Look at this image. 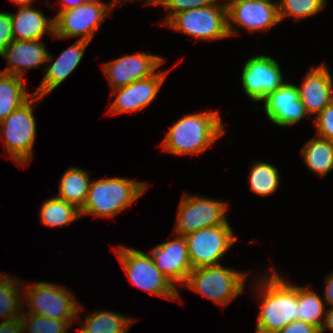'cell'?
<instances>
[{
  "label": "cell",
  "mask_w": 333,
  "mask_h": 333,
  "mask_svg": "<svg viewBox=\"0 0 333 333\" xmlns=\"http://www.w3.org/2000/svg\"><path fill=\"white\" fill-rule=\"evenodd\" d=\"M325 314V320L323 326L320 330V333L325 332L327 329L333 332V306L329 307Z\"/></svg>",
  "instance_id": "obj_38"
},
{
  "label": "cell",
  "mask_w": 333,
  "mask_h": 333,
  "mask_svg": "<svg viewBox=\"0 0 333 333\" xmlns=\"http://www.w3.org/2000/svg\"><path fill=\"white\" fill-rule=\"evenodd\" d=\"M42 98L44 97L33 94L28 101L0 121V134L5 143V154L20 167L29 164L33 158L37 130L33 108Z\"/></svg>",
  "instance_id": "obj_4"
},
{
  "label": "cell",
  "mask_w": 333,
  "mask_h": 333,
  "mask_svg": "<svg viewBox=\"0 0 333 333\" xmlns=\"http://www.w3.org/2000/svg\"><path fill=\"white\" fill-rule=\"evenodd\" d=\"M88 2L87 0H61V10L72 9L80 6L82 3Z\"/></svg>",
  "instance_id": "obj_39"
},
{
  "label": "cell",
  "mask_w": 333,
  "mask_h": 333,
  "mask_svg": "<svg viewBox=\"0 0 333 333\" xmlns=\"http://www.w3.org/2000/svg\"><path fill=\"white\" fill-rule=\"evenodd\" d=\"M241 82L244 94L256 103L285 83L278 62L268 55L248 59L241 73Z\"/></svg>",
  "instance_id": "obj_13"
},
{
  "label": "cell",
  "mask_w": 333,
  "mask_h": 333,
  "mask_svg": "<svg viewBox=\"0 0 333 333\" xmlns=\"http://www.w3.org/2000/svg\"><path fill=\"white\" fill-rule=\"evenodd\" d=\"M300 153L312 173L324 177L333 170V141L313 137L305 143Z\"/></svg>",
  "instance_id": "obj_22"
},
{
  "label": "cell",
  "mask_w": 333,
  "mask_h": 333,
  "mask_svg": "<svg viewBox=\"0 0 333 333\" xmlns=\"http://www.w3.org/2000/svg\"><path fill=\"white\" fill-rule=\"evenodd\" d=\"M222 122L217 110L186 114L166 133L162 148L174 156L205 152L224 134L225 125Z\"/></svg>",
  "instance_id": "obj_2"
},
{
  "label": "cell",
  "mask_w": 333,
  "mask_h": 333,
  "mask_svg": "<svg viewBox=\"0 0 333 333\" xmlns=\"http://www.w3.org/2000/svg\"><path fill=\"white\" fill-rule=\"evenodd\" d=\"M217 2L218 0H163L160 6L171 10L164 18L163 24L165 25L175 14H178L182 11L206 7L216 4Z\"/></svg>",
  "instance_id": "obj_32"
},
{
  "label": "cell",
  "mask_w": 333,
  "mask_h": 333,
  "mask_svg": "<svg viewBox=\"0 0 333 333\" xmlns=\"http://www.w3.org/2000/svg\"><path fill=\"white\" fill-rule=\"evenodd\" d=\"M165 26L199 40H219L230 36L227 6L221 1L175 14Z\"/></svg>",
  "instance_id": "obj_9"
},
{
  "label": "cell",
  "mask_w": 333,
  "mask_h": 333,
  "mask_svg": "<svg viewBox=\"0 0 333 333\" xmlns=\"http://www.w3.org/2000/svg\"><path fill=\"white\" fill-rule=\"evenodd\" d=\"M24 293L28 299V314L65 320L70 326L82 309L71 291L61 285L41 281L27 285Z\"/></svg>",
  "instance_id": "obj_7"
},
{
  "label": "cell",
  "mask_w": 333,
  "mask_h": 333,
  "mask_svg": "<svg viewBox=\"0 0 333 333\" xmlns=\"http://www.w3.org/2000/svg\"><path fill=\"white\" fill-rule=\"evenodd\" d=\"M327 65L312 68L298 88L299 98L308 115H318L333 101V79Z\"/></svg>",
  "instance_id": "obj_19"
},
{
  "label": "cell",
  "mask_w": 333,
  "mask_h": 333,
  "mask_svg": "<svg viewBox=\"0 0 333 333\" xmlns=\"http://www.w3.org/2000/svg\"><path fill=\"white\" fill-rule=\"evenodd\" d=\"M280 183L278 169L262 161H256L249 173L250 190L261 197H268L276 192Z\"/></svg>",
  "instance_id": "obj_29"
},
{
  "label": "cell",
  "mask_w": 333,
  "mask_h": 333,
  "mask_svg": "<svg viewBox=\"0 0 333 333\" xmlns=\"http://www.w3.org/2000/svg\"><path fill=\"white\" fill-rule=\"evenodd\" d=\"M313 289L308 286H298V315L299 320L311 324L321 330L325 317V301Z\"/></svg>",
  "instance_id": "obj_27"
},
{
  "label": "cell",
  "mask_w": 333,
  "mask_h": 333,
  "mask_svg": "<svg viewBox=\"0 0 333 333\" xmlns=\"http://www.w3.org/2000/svg\"><path fill=\"white\" fill-rule=\"evenodd\" d=\"M13 40L10 12H0V54Z\"/></svg>",
  "instance_id": "obj_34"
},
{
  "label": "cell",
  "mask_w": 333,
  "mask_h": 333,
  "mask_svg": "<svg viewBox=\"0 0 333 333\" xmlns=\"http://www.w3.org/2000/svg\"><path fill=\"white\" fill-rule=\"evenodd\" d=\"M0 333H22L20 318L2 320L0 323Z\"/></svg>",
  "instance_id": "obj_36"
},
{
  "label": "cell",
  "mask_w": 333,
  "mask_h": 333,
  "mask_svg": "<svg viewBox=\"0 0 333 333\" xmlns=\"http://www.w3.org/2000/svg\"><path fill=\"white\" fill-rule=\"evenodd\" d=\"M118 4L119 0H112L109 4L88 1L76 8L59 11L54 17L53 37H79L78 40L90 43L107 15Z\"/></svg>",
  "instance_id": "obj_8"
},
{
  "label": "cell",
  "mask_w": 333,
  "mask_h": 333,
  "mask_svg": "<svg viewBox=\"0 0 333 333\" xmlns=\"http://www.w3.org/2000/svg\"><path fill=\"white\" fill-rule=\"evenodd\" d=\"M226 210V202L185 193L177 211L174 234L185 236L203 228L229 224Z\"/></svg>",
  "instance_id": "obj_10"
},
{
  "label": "cell",
  "mask_w": 333,
  "mask_h": 333,
  "mask_svg": "<svg viewBox=\"0 0 333 333\" xmlns=\"http://www.w3.org/2000/svg\"><path fill=\"white\" fill-rule=\"evenodd\" d=\"M21 77L0 72V121L18 109L32 96L25 88Z\"/></svg>",
  "instance_id": "obj_24"
},
{
  "label": "cell",
  "mask_w": 333,
  "mask_h": 333,
  "mask_svg": "<svg viewBox=\"0 0 333 333\" xmlns=\"http://www.w3.org/2000/svg\"><path fill=\"white\" fill-rule=\"evenodd\" d=\"M325 293H324V301L328 307L333 306V272L330 273L325 280Z\"/></svg>",
  "instance_id": "obj_37"
},
{
  "label": "cell",
  "mask_w": 333,
  "mask_h": 333,
  "mask_svg": "<svg viewBox=\"0 0 333 333\" xmlns=\"http://www.w3.org/2000/svg\"><path fill=\"white\" fill-rule=\"evenodd\" d=\"M126 275L140 289L170 300H179L177 286L155 266L149 254L125 246L114 248Z\"/></svg>",
  "instance_id": "obj_6"
},
{
  "label": "cell",
  "mask_w": 333,
  "mask_h": 333,
  "mask_svg": "<svg viewBox=\"0 0 333 333\" xmlns=\"http://www.w3.org/2000/svg\"><path fill=\"white\" fill-rule=\"evenodd\" d=\"M167 74L168 71L156 72L148 78L112 90V94L118 95L110 105L108 113L114 115L144 109L157 97Z\"/></svg>",
  "instance_id": "obj_15"
},
{
  "label": "cell",
  "mask_w": 333,
  "mask_h": 333,
  "mask_svg": "<svg viewBox=\"0 0 333 333\" xmlns=\"http://www.w3.org/2000/svg\"><path fill=\"white\" fill-rule=\"evenodd\" d=\"M17 5L29 4L32 3L34 0H11Z\"/></svg>",
  "instance_id": "obj_41"
},
{
  "label": "cell",
  "mask_w": 333,
  "mask_h": 333,
  "mask_svg": "<svg viewBox=\"0 0 333 333\" xmlns=\"http://www.w3.org/2000/svg\"><path fill=\"white\" fill-rule=\"evenodd\" d=\"M262 101L268 119L281 127L294 125L308 115L299 98L297 85L292 83L285 82Z\"/></svg>",
  "instance_id": "obj_17"
},
{
  "label": "cell",
  "mask_w": 333,
  "mask_h": 333,
  "mask_svg": "<svg viewBox=\"0 0 333 333\" xmlns=\"http://www.w3.org/2000/svg\"><path fill=\"white\" fill-rule=\"evenodd\" d=\"M280 22L287 16L298 19L317 15L326 6V0H278Z\"/></svg>",
  "instance_id": "obj_30"
},
{
  "label": "cell",
  "mask_w": 333,
  "mask_h": 333,
  "mask_svg": "<svg viewBox=\"0 0 333 333\" xmlns=\"http://www.w3.org/2000/svg\"><path fill=\"white\" fill-rule=\"evenodd\" d=\"M31 5H19L18 13L10 12L14 40H41L47 31L54 36V18H46Z\"/></svg>",
  "instance_id": "obj_21"
},
{
  "label": "cell",
  "mask_w": 333,
  "mask_h": 333,
  "mask_svg": "<svg viewBox=\"0 0 333 333\" xmlns=\"http://www.w3.org/2000/svg\"><path fill=\"white\" fill-rule=\"evenodd\" d=\"M80 217V210L75 205L58 197L47 199L40 209L41 223L48 227L66 226Z\"/></svg>",
  "instance_id": "obj_26"
},
{
  "label": "cell",
  "mask_w": 333,
  "mask_h": 333,
  "mask_svg": "<svg viewBox=\"0 0 333 333\" xmlns=\"http://www.w3.org/2000/svg\"><path fill=\"white\" fill-rule=\"evenodd\" d=\"M79 333H127L135 321L112 311H96L85 317Z\"/></svg>",
  "instance_id": "obj_25"
},
{
  "label": "cell",
  "mask_w": 333,
  "mask_h": 333,
  "mask_svg": "<svg viewBox=\"0 0 333 333\" xmlns=\"http://www.w3.org/2000/svg\"><path fill=\"white\" fill-rule=\"evenodd\" d=\"M175 237L172 240L158 244L149 253L155 266L174 286L179 283L184 286L192 266L185 237L179 235Z\"/></svg>",
  "instance_id": "obj_16"
},
{
  "label": "cell",
  "mask_w": 333,
  "mask_h": 333,
  "mask_svg": "<svg viewBox=\"0 0 333 333\" xmlns=\"http://www.w3.org/2000/svg\"><path fill=\"white\" fill-rule=\"evenodd\" d=\"M164 61L159 55L141 52L105 63L103 71L114 90L154 75Z\"/></svg>",
  "instance_id": "obj_14"
},
{
  "label": "cell",
  "mask_w": 333,
  "mask_h": 333,
  "mask_svg": "<svg viewBox=\"0 0 333 333\" xmlns=\"http://www.w3.org/2000/svg\"><path fill=\"white\" fill-rule=\"evenodd\" d=\"M45 46L41 40H13L0 54L7 60L6 69L0 72L24 78L26 70L53 61Z\"/></svg>",
  "instance_id": "obj_18"
},
{
  "label": "cell",
  "mask_w": 333,
  "mask_h": 333,
  "mask_svg": "<svg viewBox=\"0 0 333 333\" xmlns=\"http://www.w3.org/2000/svg\"><path fill=\"white\" fill-rule=\"evenodd\" d=\"M226 6L230 36L238 34L236 26L253 33L265 32L280 23L278 3L274 1L230 0Z\"/></svg>",
  "instance_id": "obj_12"
},
{
  "label": "cell",
  "mask_w": 333,
  "mask_h": 333,
  "mask_svg": "<svg viewBox=\"0 0 333 333\" xmlns=\"http://www.w3.org/2000/svg\"><path fill=\"white\" fill-rule=\"evenodd\" d=\"M88 44L89 42L87 41L77 40L68 49L62 51L54 62L46 64L47 66L42 68L45 73L44 79H42L33 94L45 97L64 82L81 62Z\"/></svg>",
  "instance_id": "obj_20"
},
{
  "label": "cell",
  "mask_w": 333,
  "mask_h": 333,
  "mask_svg": "<svg viewBox=\"0 0 333 333\" xmlns=\"http://www.w3.org/2000/svg\"><path fill=\"white\" fill-rule=\"evenodd\" d=\"M184 237L192 269L220 265L226 251L237 242L230 224L203 228Z\"/></svg>",
  "instance_id": "obj_11"
},
{
  "label": "cell",
  "mask_w": 333,
  "mask_h": 333,
  "mask_svg": "<svg viewBox=\"0 0 333 333\" xmlns=\"http://www.w3.org/2000/svg\"><path fill=\"white\" fill-rule=\"evenodd\" d=\"M149 186L145 182L120 177L92 180L80 215L111 218L139 199Z\"/></svg>",
  "instance_id": "obj_3"
},
{
  "label": "cell",
  "mask_w": 333,
  "mask_h": 333,
  "mask_svg": "<svg viewBox=\"0 0 333 333\" xmlns=\"http://www.w3.org/2000/svg\"><path fill=\"white\" fill-rule=\"evenodd\" d=\"M121 1L123 2V1H125V2H127L128 0H119V3H121ZM129 1H131V0H129ZM163 2V0H147V1H145V4L146 5H154V6H158V5H160L161 3Z\"/></svg>",
  "instance_id": "obj_40"
},
{
  "label": "cell",
  "mask_w": 333,
  "mask_h": 333,
  "mask_svg": "<svg viewBox=\"0 0 333 333\" xmlns=\"http://www.w3.org/2000/svg\"><path fill=\"white\" fill-rule=\"evenodd\" d=\"M272 272L256 280L258 284L255 285L258 286L255 290L262 301L256 333H276L292 321L299 320L298 286L286 282L277 271Z\"/></svg>",
  "instance_id": "obj_1"
},
{
  "label": "cell",
  "mask_w": 333,
  "mask_h": 333,
  "mask_svg": "<svg viewBox=\"0 0 333 333\" xmlns=\"http://www.w3.org/2000/svg\"><path fill=\"white\" fill-rule=\"evenodd\" d=\"M89 173L77 167H70L61 177L59 183V196L79 210L85 204L90 185Z\"/></svg>",
  "instance_id": "obj_23"
},
{
  "label": "cell",
  "mask_w": 333,
  "mask_h": 333,
  "mask_svg": "<svg viewBox=\"0 0 333 333\" xmlns=\"http://www.w3.org/2000/svg\"><path fill=\"white\" fill-rule=\"evenodd\" d=\"M22 313L21 330L24 333H66L70 325L65 320L51 319L45 316ZM29 326V327H28Z\"/></svg>",
  "instance_id": "obj_31"
},
{
  "label": "cell",
  "mask_w": 333,
  "mask_h": 333,
  "mask_svg": "<svg viewBox=\"0 0 333 333\" xmlns=\"http://www.w3.org/2000/svg\"><path fill=\"white\" fill-rule=\"evenodd\" d=\"M276 333H320V331L311 324L295 320Z\"/></svg>",
  "instance_id": "obj_35"
},
{
  "label": "cell",
  "mask_w": 333,
  "mask_h": 333,
  "mask_svg": "<svg viewBox=\"0 0 333 333\" xmlns=\"http://www.w3.org/2000/svg\"><path fill=\"white\" fill-rule=\"evenodd\" d=\"M21 285L15 277L0 274V318L3 320L21 317L24 308Z\"/></svg>",
  "instance_id": "obj_28"
},
{
  "label": "cell",
  "mask_w": 333,
  "mask_h": 333,
  "mask_svg": "<svg viewBox=\"0 0 333 333\" xmlns=\"http://www.w3.org/2000/svg\"><path fill=\"white\" fill-rule=\"evenodd\" d=\"M87 1H91V2H100L99 0H87Z\"/></svg>",
  "instance_id": "obj_42"
},
{
  "label": "cell",
  "mask_w": 333,
  "mask_h": 333,
  "mask_svg": "<svg viewBox=\"0 0 333 333\" xmlns=\"http://www.w3.org/2000/svg\"><path fill=\"white\" fill-rule=\"evenodd\" d=\"M247 275L221 264L199 267L191 270L184 287L206 296L222 308L242 294Z\"/></svg>",
  "instance_id": "obj_5"
},
{
  "label": "cell",
  "mask_w": 333,
  "mask_h": 333,
  "mask_svg": "<svg viewBox=\"0 0 333 333\" xmlns=\"http://www.w3.org/2000/svg\"><path fill=\"white\" fill-rule=\"evenodd\" d=\"M314 124L317 136L333 141V101L315 116Z\"/></svg>",
  "instance_id": "obj_33"
}]
</instances>
